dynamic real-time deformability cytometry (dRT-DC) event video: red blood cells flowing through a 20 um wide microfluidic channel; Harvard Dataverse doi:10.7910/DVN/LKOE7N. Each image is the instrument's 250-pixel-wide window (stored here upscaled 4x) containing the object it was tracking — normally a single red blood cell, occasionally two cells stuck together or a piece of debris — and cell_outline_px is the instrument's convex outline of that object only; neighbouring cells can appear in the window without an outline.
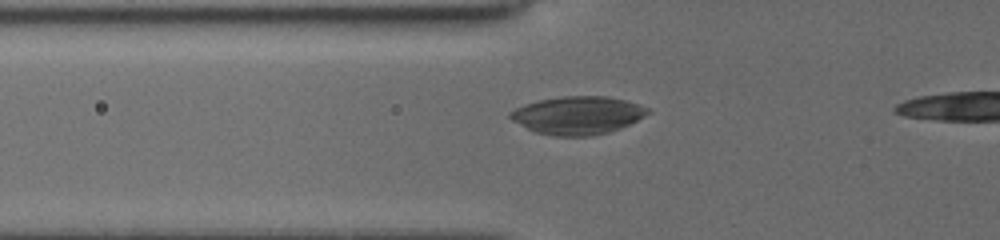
{"species": "common noctule bat (a hibernating species)", "species_latin": "Nyctalus noctula", "temperature_condition": "cold", "stored_images_in_passage": 32, "camera_frame_rate_fps": 3000, "um_per_image_px": 0.085, "animal": {"sex": "female", "body_mass_g": 19.5, "forearm_length_mm": 54.1}, "frame": {"image": 1, "passage_image": 4, "time_ms": 1.0, "image_size_px": [1000, 240], "cell_outline_px": [[652, 112], [620, 128], [608, 132], [592, 136], [556, 136], [536, 132], [512, 120], [508, 116], [508, 112], [524, 104], [540, 100], [560, 96], [608, 96], [640, 104], [648, 108]], "centroid_in_image_um": [49.11, 9.79], "position_along_channel_um": 76.7, "area_um2": 30.35}}
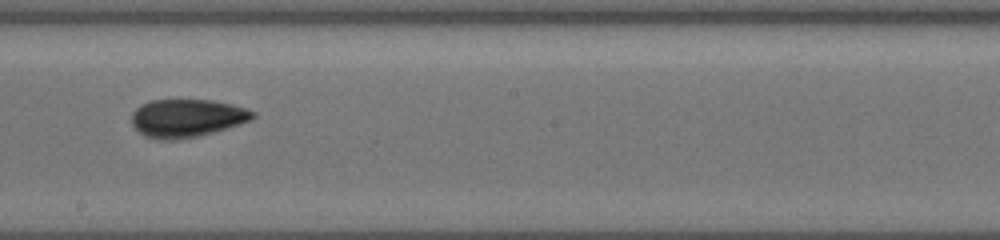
{"frame": {"image": 2, "passage_image": 16, "time_ms": 5.0, "image_size_px": [1000, 240], "cell_outline_px": [[256, 116], [252, 120], [212, 132], [196, 136], [172, 140], [156, 140], [144, 136], [132, 124], [132, 112], [140, 104], [148, 100], [212, 100], [232, 104], [256, 112]], "centroid_in_image_um": [15.86, 10.03], "position_along_channel_um": 232.3, "area_um2": 26.82}}
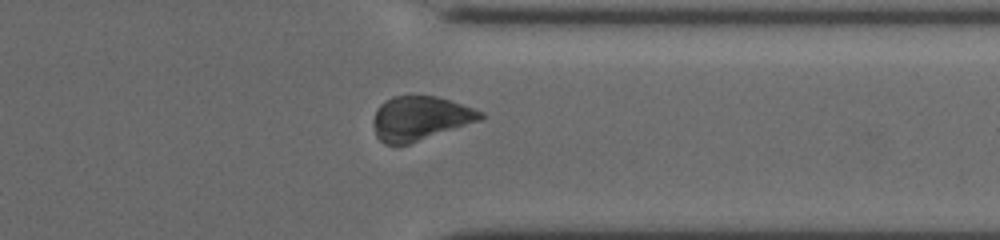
{"frame": {"image": 3, "passage_image": 27, "time_ms": 8.667, "image_size_px": [1000, 240], "cell_outline_px": [[484, 116], [480, 120], [408, 144], [384, 144], [376, 136], [372, 124], [372, 120], [376, 108], [384, 100], [392, 96], [436, 96], [484, 112]], "centroid_in_image_um": [35.64, 10.05], "position_along_channel_um": 375.8, "area_um2": 27.34}}